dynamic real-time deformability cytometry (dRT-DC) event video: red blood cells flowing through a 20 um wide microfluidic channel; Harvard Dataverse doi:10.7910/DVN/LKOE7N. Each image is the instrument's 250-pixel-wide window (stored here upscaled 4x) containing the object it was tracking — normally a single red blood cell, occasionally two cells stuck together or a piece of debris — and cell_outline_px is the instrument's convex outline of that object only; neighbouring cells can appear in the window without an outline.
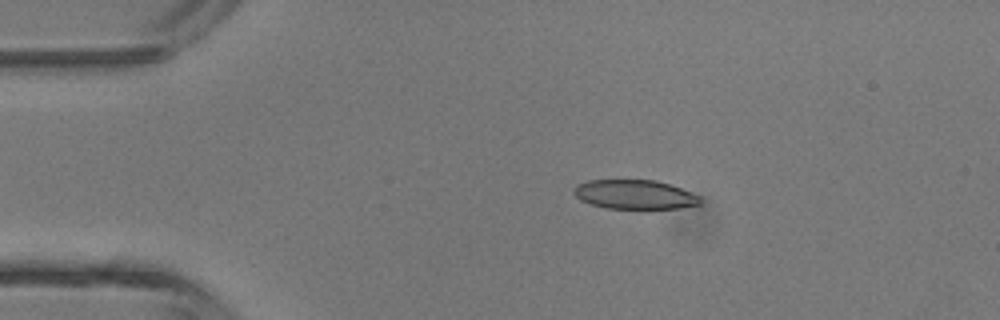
{"species": "common noctule bat (a hibernating species)", "species_latin": "Nyctalus noctula", "temperature_condition": "room temperature", "stored_images_in_passage": 3, "camera_frame_rate_fps": 3000, "um_per_image_px": 0.085, "animal": {"sex": "male", "body_mass_g": 13.3}, "frame": {"image": 1, "passage_image": 2, "time_ms": 1.333, "image_size_px": [1000, 320], "cell_outline_px": [[700, 204], [680, 208], [604, 208], [580, 200], [572, 192], [572, 188], [576, 184], [588, 180], [656, 180], [680, 188], [700, 196]], "centroid_in_image_um": [53.9, 16.52], "position_along_channel_um": 31.1, "area_um2": 21.44}}